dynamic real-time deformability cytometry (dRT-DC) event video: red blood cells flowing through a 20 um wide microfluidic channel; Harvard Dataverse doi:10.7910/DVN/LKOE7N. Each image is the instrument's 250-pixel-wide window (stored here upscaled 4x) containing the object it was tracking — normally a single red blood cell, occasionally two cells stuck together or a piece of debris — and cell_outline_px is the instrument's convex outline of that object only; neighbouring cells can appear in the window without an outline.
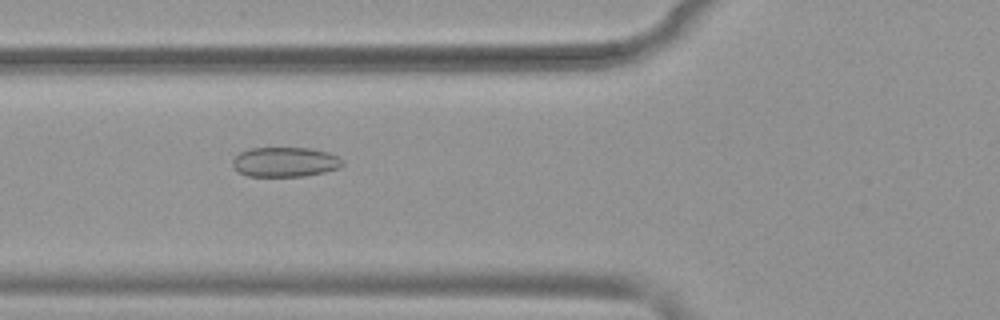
{"species": "common noctule bat (a hibernating species)", "species_latin": "Nyctalus noctula", "temperature_condition": "warm", "stored_images_in_passage": 52, "camera_frame_rate_fps": 3000, "um_per_image_px": 0.085, "animal": {"sex": "female", "body_mass_g": 19.9}, "frame": {"image": 1, "passage_image": 20, "time_ms": 6.333, "image_size_px": [1000, 320], "cell_outline_px": [[344, 164], [340, 168], [324, 172], [304, 176], [248, 176], [240, 172], [232, 164], [232, 160], [240, 152], [248, 148], [312, 148], [328, 152], [344, 160]], "centroid_in_image_um": [24.26, 13.76], "position_along_channel_um": 101.5, "area_um2": 19.07}}
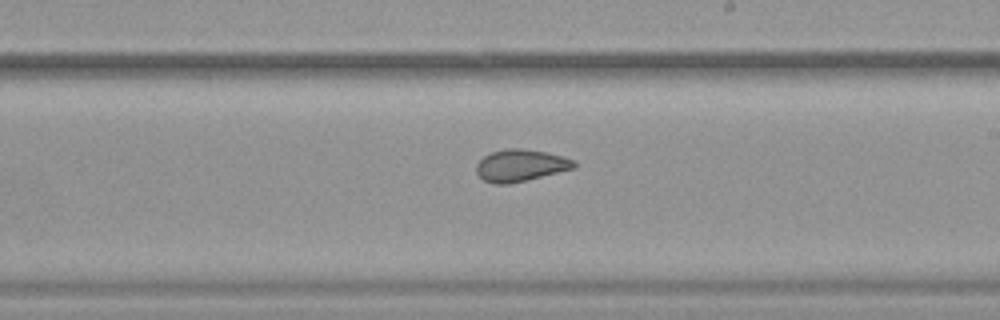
{"frame": {"image": 2, "passage_image": 31, "time_ms": 10.0, "image_size_px": [1000, 320], "cell_outline_px": [[576, 168], [528, 180], [508, 184], [492, 184], [484, 180], [476, 172], [476, 164], [484, 156], [492, 152], [508, 148], [520, 148], [544, 152], [564, 156], [576, 160]], "centroid_in_image_um": [44.27, 14.07], "position_along_channel_um": 244.7, "area_um2": 18.32}}
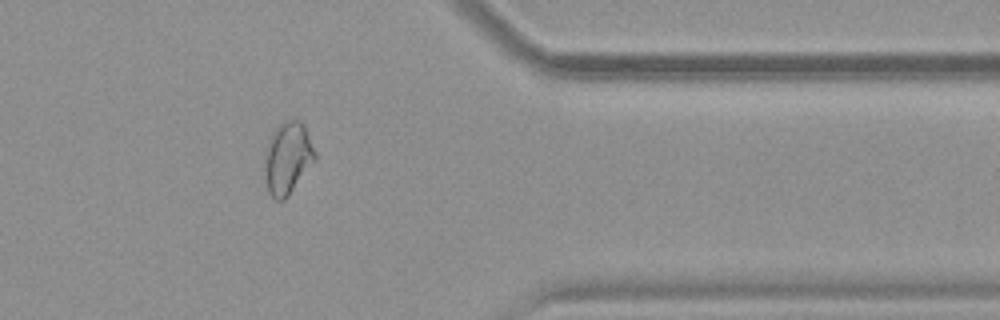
{"frame": {"image": 3, "passage_image": 43, "time_ms": 14.0, "image_size_px": [1000, 320], "cell_outline_px": [[316, 160], [288, 196], [284, 200], [276, 200], [268, 192], [264, 160], [264, 156], [268, 140], [272, 132], [280, 124], [288, 120], [300, 120], [304, 124], [316, 152]], "centroid_in_image_um": [24.46, 13.43], "position_along_channel_um": 386.9, "area_um2": 21.15}, "authors_computed_cell_mechanics": {"area_um2": 22.0796, "velocity_mm_per_s": 3.91, "shape_relaxation_time_tau1_ms": null, "shape_relaxation_time_tau2_ms": 1.3517, "deformation_change_tau1": null, "deformation_change_tau2": 0.0715}}